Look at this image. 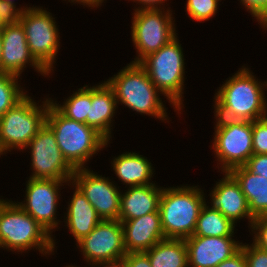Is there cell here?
<instances>
[{
    "label": "cell",
    "mask_w": 267,
    "mask_h": 267,
    "mask_svg": "<svg viewBox=\"0 0 267 267\" xmlns=\"http://www.w3.org/2000/svg\"><path fill=\"white\" fill-rule=\"evenodd\" d=\"M253 74L244 65L217 89L214 95L216 119L252 122L267 115V81H258Z\"/></svg>",
    "instance_id": "cell-1"
},
{
    "label": "cell",
    "mask_w": 267,
    "mask_h": 267,
    "mask_svg": "<svg viewBox=\"0 0 267 267\" xmlns=\"http://www.w3.org/2000/svg\"><path fill=\"white\" fill-rule=\"evenodd\" d=\"M45 123L52 129L64 158L74 168H86L87 162L108 147V141L96 129L64 116L50 101Z\"/></svg>",
    "instance_id": "cell-2"
},
{
    "label": "cell",
    "mask_w": 267,
    "mask_h": 267,
    "mask_svg": "<svg viewBox=\"0 0 267 267\" xmlns=\"http://www.w3.org/2000/svg\"><path fill=\"white\" fill-rule=\"evenodd\" d=\"M54 240L55 236L52 237L15 201L0 199V248L17 253L33 248L46 256L56 249Z\"/></svg>",
    "instance_id": "cell-3"
},
{
    "label": "cell",
    "mask_w": 267,
    "mask_h": 267,
    "mask_svg": "<svg viewBox=\"0 0 267 267\" xmlns=\"http://www.w3.org/2000/svg\"><path fill=\"white\" fill-rule=\"evenodd\" d=\"M106 82L113 89L118 105L124 104L136 113L169 122L167 108L160 98L163 94L139 63L130 62Z\"/></svg>",
    "instance_id": "cell-4"
},
{
    "label": "cell",
    "mask_w": 267,
    "mask_h": 267,
    "mask_svg": "<svg viewBox=\"0 0 267 267\" xmlns=\"http://www.w3.org/2000/svg\"><path fill=\"white\" fill-rule=\"evenodd\" d=\"M203 191L198 185L162 188L158 211L165 238L186 239L193 235L207 200Z\"/></svg>",
    "instance_id": "cell-5"
},
{
    "label": "cell",
    "mask_w": 267,
    "mask_h": 267,
    "mask_svg": "<svg viewBox=\"0 0 267 267\" xmlns=\"http://www.w3.org/2000/svg\"><path fill=\"white\" fill-rule=\"evenodd\" d=\"M185 58L178 36L143 58L139 64L145 69L155 87L180 115L183 110Z\"/></svg>",
    "instance_id": "cell-6"
},
{
    "label": "cell",
    "mask_w": 267,
    "mask_h": 267,
    "mask_svg": "<svg viewBox=\"0 0 267 267\" xmlns=\"http://www.w3.org/2000/svg\"><path fill=\"white\" fill-rule=\"evenodd\" d=\"M40 105V106H39ZM49 98L38 104L26 94L0 117V154L24 150L45 124Z\"/></svg>",
    "instance_id": "cell-7"
},
{
    "label": "cell",
    "mask_w": 267,
    "mask_h": 267,
    "mask_svg": "<svg viewBox=\"0 0 267 267\" xmlns=\"http://www.w3.org/2000/svg\"><path fill=\"white\" fill-rule=\"evenodd\" d=\"M45 9L35 6L14 17L24 28L31 55L51 74L60 49V33L52 13Z\"/></svg>",
    "instance_id": "cell-8"
},
{
    "label": "cell",
    "mask_w": 267,
    "mask_h": 267,
    "mask_svg": "<svg viewBox=\"0 0 267 267\" xmlns=\"http://www.w3.org/2000/svg\"><path fill=\"white\" fill-rule=\"evenodd\" d=\"M215 124L211 149L217 158L218 170L229 172L244 166L253 155L252 122L216 119Z\"/></svg>",
    "instance_id": "cell-9"
},
{
    "label": "cell",
    "mask_w": 267,
    "mask_h": 267,
    "mask_svg": "<svg viewBox=\"0 0 267 267\" xmlns=\"http://www.w3.org/2000/svg\"><path fill=\"white\" fill-rule=\"evenodd\" d=\"M165 9L134 10L131 36L137 50L132 63H139L147 55L158 51L177 36L173 11ZM174 20V21H173Z\"/></svg>",
    "instance_id": "cell-10"
},
{
    "label": "cell",
    "mask_w": 267,
    "mask_h": 267,
    "mask_svg": "<svg viewBox=\"0 0 267 267\" xmlns=\"http://www.w3.org/2000/svg\"><path fill=\"white\" fill-rule=\"evenodd\" d=\"M31 150L29 178L71 181L75 169L64 158L56 142L55 134L45 123L25 149Z\"/></svg>",
    "instance_id": "cell-11"
},
{
    "label": "cell",
    "mask_w": 267,
    "mask_h": 267,
    "mask_svg": "<svg viewBox=\"0 0 267 267\" xmlns=\"http://www.w3.org/2000/svg\"><path fill=\"white\" fill-rule=\"evenodd\" d=\"M70 181L55 179H32L26 181L25 200L17 204L32 216L51 236L60 225L57 219L60 188ZM57 219V220H56Z\"/></svg>",
    "instance_id": "cell-12"
},
{
    "label": "cell",
    "mask_w": 267,
    "mask_h": 267,
    "mask_svg": "<svg viewBox=\"0 0 267 267\" xmlns=\"http://www.w3.org/2000/svg\"><path fill=\"white\" fill-rule=\"evenodd\" d=\"M89 266L117 261L126 255L122 222L101 220L96 227L76 243Z\"/></svg>",
    "instance_id": "cell-13"
},
{
    "label": "cell",
    "mask_w": 267,
    "mask_h": 267,
    "mask_svg": "<svg viewBox=\"0 0 267 267\" xmlns=\"http://www.w3.org/2000/svg\"><path fill=\"white\" fill-rule=\"evenodd\" d=\"M71 183L83 192L102 220H119L121 190L115 181L80 168L75 169Z\"/></svg>",
    "instance_id": "cell-14"
},
{
    "label": "cell",
    "mask_w": 267,
    "mask_h": 267,
    "mask_svg": "<svg viewBox=\"0 0 267 267\" xmlns=\"http://www.w3.org/2000/svg\"><path fill=\"white\" fill-rule=\"evenodd\" d=\"M2 38V73L22 76L27 65L42 76L49 73L31 55L22 24L13 16L0 30Z\"/></svg>",
    "instance_id": "cell-15"
},
{
    "label": "cell",
    "mask_w": 267,
    "mask_h": 267,
    "mask_svg": "<svg viewBox=\"0 0 267 267\" xmlns=\"http://www.w3.org/2000/svg\"><path fill=\"white\" fill-rule=\"evenodd\" d=\"M234 236H197L192 235L185 240L188 251V267H216L219 263L236 254L242 242Z\"/></svg>",
    "instance_id": "cell-16"
},
{
    "label": "cell",
    "mask_w": 267,
    "mask_h": 267,
    "mask_svg": "<svg viewBox=\"0 0 267 267\" xmlns=\"http://www.w3.org/2000/svg\"><path fill=\"white\" fill-rule=\"evenodd\" d=\"M221 174L224 176L221 180L216 181L210 191L211 202L208 204L211 203L212 208L217 209L235 225L238 220L248 219L251 229L255 218L250 213L248 202L239 183L229 172H221Z\"/></svg>",
    "instance_id": "cell-17"
},
{
    "label": "cell",
    "mask_w": 267,
    "mask_h": 267,
    "mask_svg": "<svg viewBox=\"0 0 267 267\" xmlns=\"http://www.w3.org/2000/svg\"><path fill=\"white\" fill-rule=\"evenodd\" d=\"M122 228L126 253L145 252L165 239L159 211L122 221Z\"/></svg>",
    "instance_id": "cell-18"
},
{
    "label": "cell",
    "mask_w": 267,
    "mask_h": 267,
    "mask_svg": "<svg viewBox=\"0 0 267 267\" xmlns=\"http://www.w3.org/2000/svg\"><path fill=\"white\" fill-rule=\"evenodd\" d=\"M117 105L114 91L106 81L91 87V105H89L87 125L96 129L108 141L112 140L111 127Z\"/></svg>",
    "instance_id": "cell-19"
},
{
    "label": "cell",
    "mask_w": 267,
    "mask_h": 267,
    "mask_svg": "<svg viewBox=\"0 0 267 267\" xmlns=\"http://www.w3.org/2000/svg\"><path fill=\"white\" fill-rule=\"evenodd\" d=\"M161 194L162 187L157 184L128 187L124 193L122 190L119 221L136 219L157 212Z\"/></svg>",
    "instance_id": "cell-20"
},
{
    "label": "cell",
    "mask_w": 267,
    "mask_h": 267,
    "mask_svg": "<svg viewBox=\"0 0 267 267\" xmlns=\"http://www.w3.org/2000/svg\"><path fill=\"white\" fill-rule=\"evenodd\" d=\"M70 185L74 187V191L67 206V213L64 215L66 224L64 226H67L72 237H75V241L78 242L87 236L102 219L83 192L75 184H71V181Z\"/></svg>",
    "instance_id": "cell-21"
},
{
    "label": "cell",
    "mask_w": 267,
    "mask_h": 267,
    "mask_svg": "<svg viewBox=\"0 0 267 267\" xmlns=\"http://www.w3.org/2000/svg\"><path fill=\"white\" fill-rule=\"evenodd\" d=\"M147 157L135 152H124L111 161L113 171L126 187L151 185L155 171ZM152 181V182H151Z\"/></svg>",
    "instance_id": "cell-22"
},
{
    "label": "cell",
    "mask_w": 267,
    "mask_h": 267,
    "mask_svg": "<svg viewBox=\"0 0 267 267\" xmlns=\"http://www.w3.org/2000/svg\"><path fill=\"white\" fill-rule=\"evenodd\" d=\"M229 173L239 183L251 215L254 218L267 215V179L254 175L245 166L232 168Z\"/></svg>",
    "instance_id": "cell-23"
},
{
    "label": "cell",
    "mask_w": 267,
    "mask_h": 267,
    "mask_svg": "<svg viewBox=\"0 0 267 267\" xmlns=\"http://www.w3.org/2000/svg\"><path fill=\"white\" fill-rule=\"evenodd\" d=\"M145 253L151 267H188V251L184 239L165 238Z\"/></svg>",
    "instance_id": "cell-24"
},
{
    "label": "cell",
    "mask_w": 267,
    "mask_h": 267,
    "mask_svg": "<svg viewBox=\"0 0 267 267\" xmlns=\"http://www.w3.org/2000/svg\"><path fill=\"white\" fill-rule=\"evenodd\" d=\"M235 224L217 209L207 204L203 205L193 235L197 236H234Z\"/></svg>",
    "instance_id": "cell-25"
},
{
    "label": "cell",
    "mask_w": 267,
    "mask_h": 267,
    "mask_svg": "<svg viewBox=\"0 0 267 267\" xmlns=\"http://www.w3.org/2000/svg\"><path fill=\"white\" fill-rule=\"evenodd\" d=\"M50 101L67 118L87 125L89 105H91V86L84 85L78 88L63 101L62 105L58 101L52 100V98H50Z\"/></svg>",
    "instance_id": "cell-26"
},
{
    "label": "cell",
    "mask_w": 267,
    "mask_h": 267,
    "mask_svg": "<svg viewBox=\"0 0 267 267\" xmlns=\"http://www.w3.org/2000/svg\"><path fill=\"white\" fill-rule=\"evenodd\" d=\"M21 77L0 73V117L18 103L25 95L18 79Z\"/></svg>",
    "instance_id": "cell-27"
},
{
    "label": "cell",
    "mask_w": 267,
    "mask_h": 267,
    "mask_svg": "<svg viewBox=\"0 0 267 267\" xmlns=\"http://www.w3.org/2000/svg\"><path fill=\"white\" fill-rule=\"evenodd\" d=\"M186 11L188 17L204 22L216 15L219 7V0H186Z\"/></svg>",
    "instance_id": "cell-28"
},
{
    "label": "cell",
    "mask_w": 267,
    "mask_h": 267,
    "mask_svg": "<svg viewBox=\"0 0 267 267\" xmlns=\"http://www.w3.org/2000/svg\"><path fill=\"white\" fill-rule=\"evenodd\" d=\"M253 155L267 154V115L252 121Z\"/></svg>",
    "instance_id": "cell-29"
},
{
    "label": "cell",
    "mask_w": 267,
    "mask_h": 267,
    "mask_svg": "<svg viewBox=\"0 0 267 267\" xmlns=\"http://www.w3.org/2000/svg\"><path fill=\"white\" fill-rule=\"evenodd\" d=\"M240 249L244 252L247 267H267V250L253 242L251 245L242 243Z\"/></svg>",
    "instance_id": "cell-30"
},
{
    "label": "cell",
    "mask_w": 267,
    "mask_h": 267,
    "mask_svg": "<svg viewBox=\"0 0 267 267\" xmlns=\"http://www.w3.org/2000/svg\"><path fill=\"white\" fill-rule=\"evenodd\" d=\"M254 236L253 243L259 248L267 250V215L256 217L251 226Z\"/></svg>",
    "instance_id": "cell-31"
},
{
    "label": "cell",
    "mask_w": 267,
    "mask_h": 267,
    "mask_svg": "<svg viewBox=\"0 0 267 267\" xmlns=\"http://www.w3.org/2000/svg\"><path fill=\"white\" fill-rule=\"evenodd\" d=\"M240 4L245 6L258 24H262L267 19V0H240Z\"/></svg>",
    "instance_id": "cell-32"
},
{
    "label": "cell",
    "mask_w": 267,
    "mask_h": 267,
    "mask_svg": "<svg viewBox=\"0 0 267 267\" xmlns=\"http://www.w3.org/2000/svg\"><path fill=\"white\" fill-rule=\"evenodd\" d=\"M244 166L254 175L267 179V154L252 155Z\"/></svg>",
    "instance_id": "cell-33"
},
{
    "label": "cell",
    "mask_w": 267,
    "mask_h": 267,
    "mask_svg": "<svg viewBox=\"0 0 267 267\" xmlns=\"http://www.w3.org/2000/svg\"><path fill=\"white\" fill-rule=\"evenodd\" d=\"M127 267H151L145 252H129L123 257Z\"/></svg>",
    "instance_id": "cell-34"
},
{
    "label": "cell",
    "mask_w": 267,
    "mask_h": 267,
    "mask_svg": "<svg viewBox=\"0 0 267 267\" xmlns=\"http://www.w3.org/2000/svg\"><path fill=\"white\" fill-rule=\"evenodd\" d=\"M216 267H247L244 252L240 249L231 258L224 260Z\"/></svg>",
    "instance_id": "cell-35"
},
{
    "label": "cell",
    "mask_w": 267,
    "mask_h": 267,
    "mask_svg": "<svg viewBox=\"0 0 267 267\" xmlns=\"http://www.w3.org/2000/svg\"><path fill=\"white\" fill-rule=\"evenodd\" d=\"M167 0H134V2L138 5L136 9L133 10H140V9H166L164 3ZM163 5V7H162Z\"/></svg>",
    "instance_id": "cell-36"
},
{
    "label": "cell",
    "mask_w": 267,
    "mask_h": 267,
    "mask_svg": "<svg viewBox=\"0 0 267 267\" xmlns=\"http://www.w3.org/2000/svg\"><path fill=\"white\" fill-rule=\"evenodd\" d=\"M1 2L3 6L8 10V12L13 16L23 13L25 10L34 8V5L32 7H30L29 5V7L20 6V8H18L16 7V3L14 0H1Z\"/></svg>",
    "instance_id": "cell-37"
},
{
    "label": "cell",
    "mask_w": 267,
    "mask_h": 267,
    "mask_svg": "<svg viewBox=\"0 0 267 267\" xmlns=\"http://www.w3.org/2000/svg\"><path fill=\"white\" fill-rule=\"evenodd\" d=\"M104 1H106V0H68V2H70V3H73V4L79 3L80 5H84L88 8L90 7V9H93L96 7L97 8L101 7V5Z\"/></svg>",
    "instance_id": "cell-38"
},
{
    "label": "cell",
    "mask_w": 267,
    "mask_h": 267,
    "mask_svg": "<svg viewBox=\"0 0 267 267\" xmlns=\"http://www.w3.org/2000/svg\"><path fill=\"white\" fill-rule=\"evenodd\" d=\"M12 17L0 0V30Z\"/></svg>",
    "instance_id": "cell-39"
},
{
    "label": "cell",
    "mask_w": 267,
    "mask_h": 267,
    "mask_svg": "<svg viewBox=\"0 0 267 267\" xmlns=\"http://www.w3.org/2000/svg\"><path fill=\"white\" fill-rule=\"evenodd\" d=\"M96 267H127V265L124 259H120L117 261L105 262V263L96 265Z\"/></svg>",
    "instance_id": "cell-40"
},
{
    "label": "cell",
    "mask_w": 267,
    "mask_h": 267,
    "mask_svg": "<svg viewBox=\"0 0 267 267\" xmlns=\"http://www.w3.org/2000/svg\"><path fill=\"white\" fill-rule=\"evenodd\" d=\"M1 55H2V38H1V33H0V73H2Z\"/></svg>",
    "instance_id": "cell-41"
},
{
    "label": "cell",
    "mask_w": 267,
    "mask_h": 267,
    "mask_svg": "<svg viewBox=\"0 0 267 267\" xmlns=\"http://www.w3.org/2000/svg\"><path fill=\"white\" fill-rule=\"evenodd\" d=\"M264 30H267V19L260 25Z\"/></svg>",
    "instance_id": "cell-42"
}]
</instances>
